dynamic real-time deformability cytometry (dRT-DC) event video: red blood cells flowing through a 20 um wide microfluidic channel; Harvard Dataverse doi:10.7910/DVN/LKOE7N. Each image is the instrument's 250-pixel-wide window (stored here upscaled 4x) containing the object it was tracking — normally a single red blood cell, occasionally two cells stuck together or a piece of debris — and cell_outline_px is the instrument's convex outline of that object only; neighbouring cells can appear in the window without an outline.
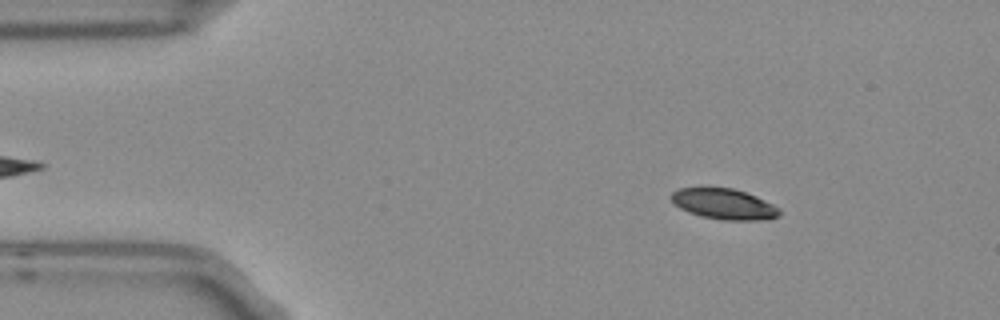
{"species": "Egyptian fruit bat (a non-hibernating species)", "species_latin": "Rousettus aegyptiacus", "temperature_condition": "room temperature", "stored_images_in_passage": 4, "camera_frame_rate_fps": 3000, "um_per_image_px": 0.085, "frame": {"image": 1, "passage_image": 2, "time_ms": 0.333, "image_size_px": [1000, 320], "cell_outline_px": [[780, 216], [756, 220], [720, 220], [700, 216], [688, 212], [680, 208], [668, 196], [672, 192], [680, 188], [732, 188], [756, 196], [780, 208]], "centroid_in_image_um": [61.51, 17.35], "position_along_channel_um": 23.5, "area_um2": 19.19}}